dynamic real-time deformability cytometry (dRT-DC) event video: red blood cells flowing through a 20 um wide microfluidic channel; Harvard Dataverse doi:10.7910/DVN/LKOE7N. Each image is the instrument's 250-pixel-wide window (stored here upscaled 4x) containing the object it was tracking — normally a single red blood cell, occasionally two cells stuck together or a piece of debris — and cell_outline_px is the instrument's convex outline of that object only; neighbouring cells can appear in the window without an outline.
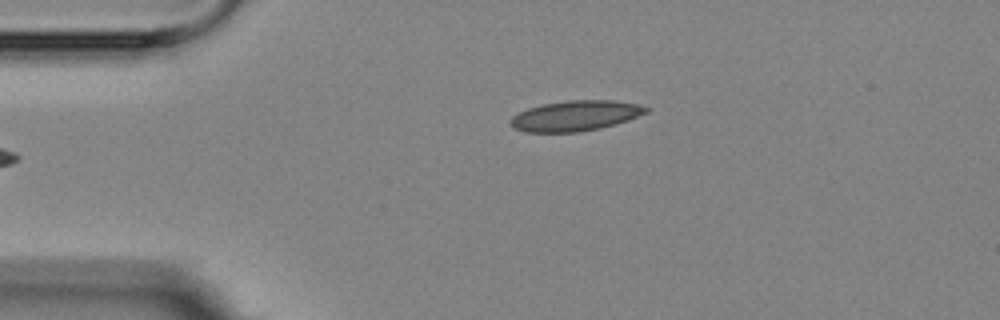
{"species": "Egyptian fruit bat (a non-hibernating species)", "species_latin": "Rousettus aegyptiacus", "temperature_condition": "room temperature", "stored_images_in_passage": 3, "camera_frame_rate_fps": 3000, "um_per_image_px": 0.085, "animal": {"sex": "female"}, "frame": {"image": 1, "passage_image": 3, "time_ms": 2.0, "image_size_px": [1000, 320], "cell_outline_px": [[648, 112], [628, 120], [600, 128], [580, 132], [524, 132], [516, 128], [508, 120], [512, 116], [528, 108], [544, 104], [568, 100], [612, 100], [636, 104], [648, 108]], "centroid_in_image_um": [48.9, 9.84], "position_along_channel_um": 36.1, "area_um2": 23.76}}